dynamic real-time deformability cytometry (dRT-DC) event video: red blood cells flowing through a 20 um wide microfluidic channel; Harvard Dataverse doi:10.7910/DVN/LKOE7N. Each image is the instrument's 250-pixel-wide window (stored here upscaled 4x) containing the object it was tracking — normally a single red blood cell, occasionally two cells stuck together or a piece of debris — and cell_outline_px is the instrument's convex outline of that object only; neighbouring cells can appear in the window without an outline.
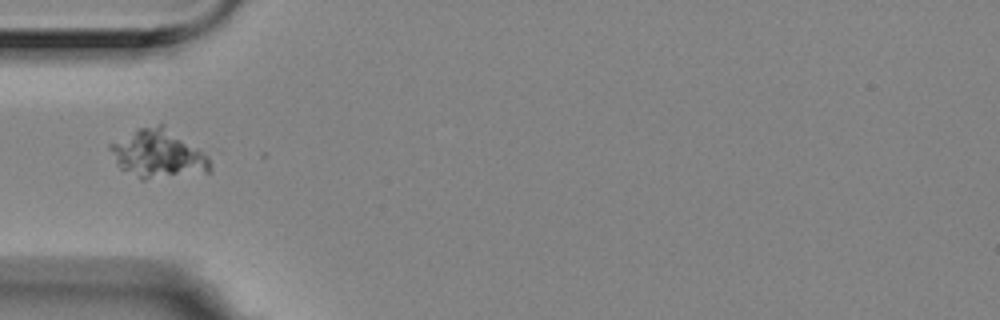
{"species": "Egyptian fruit bat (a non-hibernating species)", "species_latin": "Rousettus aegyptiacus", "temperature_condition": "room temperature", "stored_images_in_passage": 2, "camera_frame_rate_fps": 3000, "um_per_image_px": 0.085, "animal": {"sex": "female"}, "frame": {"image": 1, "passage_image": 1, "time_ms": 0.0, "image_size_px": [1000, 320], "cell_outline_px": [[212, 172], [144, 180], [140, 180], [120, 168], [116, 164], [108, 148], [108, 144], [140, 128], [160, 124], [164, 124], [208, 156], [212, 168]], "centroid_in_image_um": [13.43, 13.11], "position_along_channel_um": 71.6, "area_um2": 28.21}}
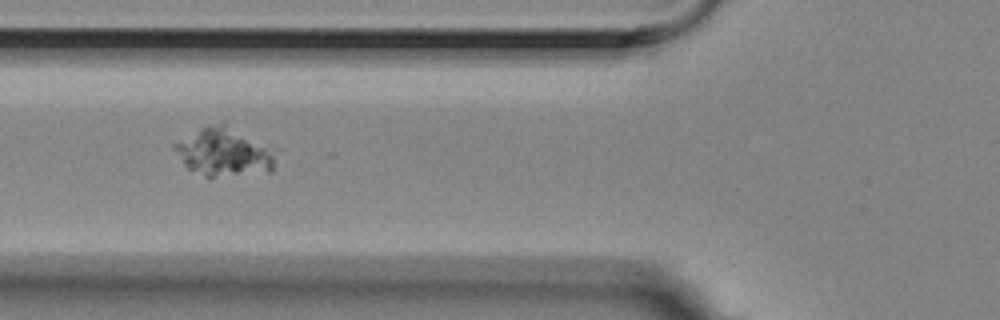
{"frame": {"image": 2, "passage_image": 2, "time_ms": 0.333, "image_size_px": [1000, 320], "cell_outline_px": [[272, 172], [208, 180], [188, 168], [184, 164], [172, 148], [172, 144], [200, 128], [208, 124], [224, 120], [264, 148], [272, 156]], "centroid_in_image_um": [18.9, 12.98], "position_along_channel_um": 106.9, "area_um2": 28.44}}